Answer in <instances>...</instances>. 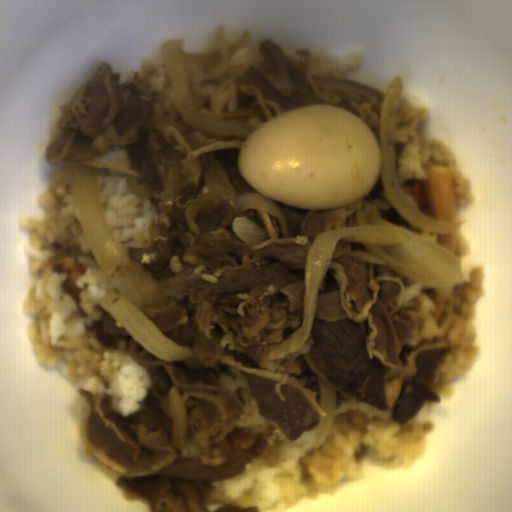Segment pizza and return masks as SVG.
<instances>
[{
    "label": "pizza",
    "mask_w": 512,
    "mask_h": 512,
    "mask_svg": "<svg viewBox=\"0 0 512 512\" xmlns=\"http://www.w3.org/2000/svg\"><path fill=\"white\" fill-rule=\"evenodd\" d=\"M401 184L423 213L443 222L458 220L460 205L454 195V170L451 163L427 162L424 181L412 177Z\"/></svg>",
    "instance_id": "obj_1"
},
{
    "label": "pizza",
    "mask_w": 512,
    "mask_h": 512,
    "mask_svg": "<svg viewBox=\"0 0 512 512\" xmlns=\"http://www.w3.org/2000/svg\"><path fill=\"white\" fill-rule=\"evenodd\" d=\"M438 243L451 250L454 254L457 248V232L455 234L436 233Z\"/></svg>",
    "instance_id": "obj_3"
},
{
    "label": "pizza",
    "mask_w": 512,
    "mask_h": 512,
    "mask_svg": "<svg viewBox=\"0 0 512 512\" xmlns=\"http://www.w3.org/2000/svg\"><path fill=\"white\" fill-rule=\"evenodd\" d=\"M58 272L64 275L62 290L77 301L80 298V290L77 288L80 277L87 272V265L79 262L77 256H64L55 265Z\"/></svg>",
    "instance_id": "obj_2"
}]
</instances>
